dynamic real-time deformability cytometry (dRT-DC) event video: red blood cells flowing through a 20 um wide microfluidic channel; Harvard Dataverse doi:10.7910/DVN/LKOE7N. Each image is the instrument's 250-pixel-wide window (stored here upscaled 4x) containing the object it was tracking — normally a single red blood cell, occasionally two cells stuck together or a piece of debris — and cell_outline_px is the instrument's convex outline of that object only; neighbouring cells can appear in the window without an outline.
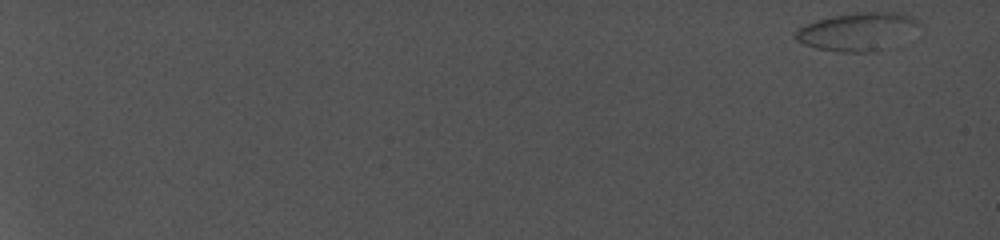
{"species": "common noctule bat (a hibernating species)", "species_latin": "Nyctalus noctula", "temperature_condition": "cold", "stored_images_in_passage": 1, "camera_frame_rate_fps": 5000, "um_per_image_px": 0.085, "animal": {"sex": "female", "body_mass_g": 19.0, "forearm_length_mm": 56.7}, "frame": {"image": 1, "passage_image": 1, "time_ms": 0.0, "image_size_px": [1000, 240], "cell_outline_px": [[920, 24], [876, 52], [840, 52], [816, 48], [804, 44], [796, 40], [796, 32], [800, 28], [816, 20], [832, 16], [856, 12], [896, 12], [908, 16], [916, 20]], "centroid_in_image_um": [72.76, 2.67], "position_along_channel_um": 12.2, "area_um2": 26.18}}